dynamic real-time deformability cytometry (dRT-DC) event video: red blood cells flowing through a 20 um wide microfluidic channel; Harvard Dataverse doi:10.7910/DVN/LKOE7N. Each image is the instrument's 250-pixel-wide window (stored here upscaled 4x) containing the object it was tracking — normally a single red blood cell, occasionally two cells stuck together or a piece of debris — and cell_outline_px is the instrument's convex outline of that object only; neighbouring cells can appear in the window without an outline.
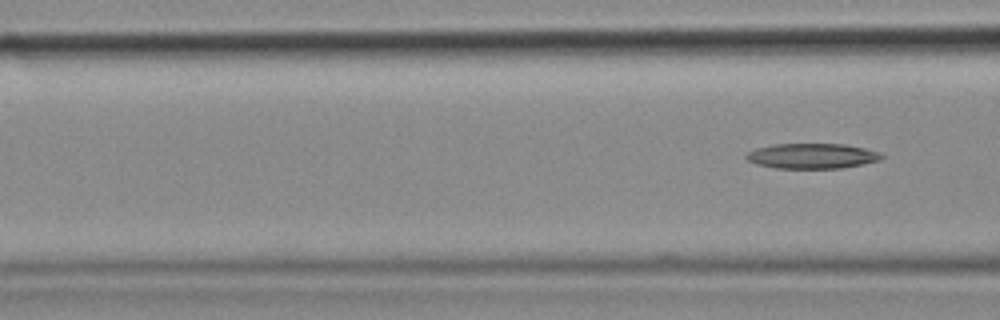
{"species": "common noctule bat (a hibernating species)", "species_latin": "Nyctalus noctula", "temperature_condition": "cold", "stored_images_in_passage": 3, "camera_frame_rate_fps": 3000, "um_per_image_px": 0.085, "animal": {"sex": "female", "body_mass_g": 18.4}, "frame": {"image": 1, "passage_image": 3, "time_ms": 0.667, "image_size_px": [1000, 320], "cell_outline_px": [[884, 156], [880, 160], [844, 168], [776, 168], [756, 164], [748, 160], [744, 156], [748, 152], [756, 148], [772, 144], [844, 144], [864, 148], [880, 152]], "centroid_in_image_um": [69.02, 13.26], "position_along_channel_um": 97.6, "area_um2": 19.88}}